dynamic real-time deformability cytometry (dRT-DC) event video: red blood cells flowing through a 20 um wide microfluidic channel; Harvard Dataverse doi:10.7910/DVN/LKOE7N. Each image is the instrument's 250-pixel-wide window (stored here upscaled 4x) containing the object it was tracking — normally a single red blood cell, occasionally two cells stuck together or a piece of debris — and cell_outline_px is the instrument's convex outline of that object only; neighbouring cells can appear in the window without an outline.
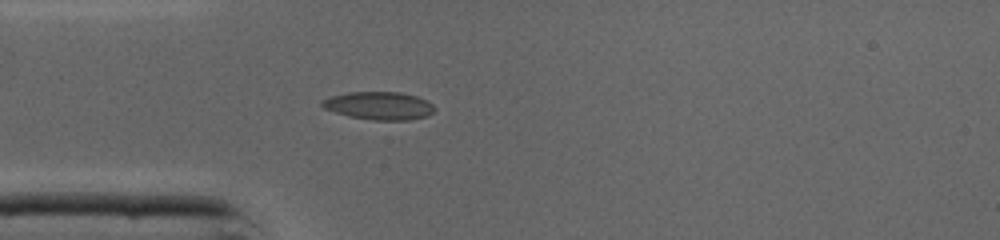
{"species": "common noctule bat (a hibernating species)", "species_latin": "Nyctalus noctula", "temperature_condition": "cold", "stored_images_in_passage": 36, "camera_frame_rate_fps": 3000, "um_per_image_px": 0.085, "animal": {"sex": "male", "body_mass_g": 19.0, "forearm_length_mm": 50.8}, "frame": {"image": 1, "passage_image": 3, "time_ms": 0.667, "image_size_px": [1000, 240], "cell_outline_px": [[436, 108], [428, 116], [408, 120], [372, 120], [348, 116], [324, 108], [320, 104], [320, 100], [332, 96], [348, 92], [400, 92], [416, 96], [428, 100]], "centroid_in_image_um": [32.23, 8.98], "position_along_channel_um": 52.8, "area_um2": 18.38}}
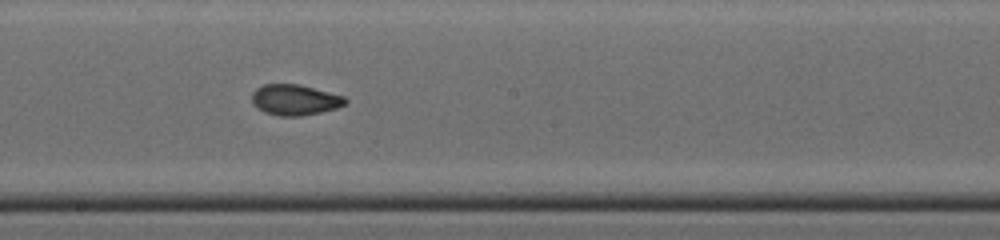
{"frame": {"image": 2, "passage_image": 15, "time_ms": 4.667, "image_size_px": [1000, 240], "cell_outline_px": [[348, 100], [344, 104], [336, 108], [320, 112], [300, 116], [280, 116], [264, 112], [252, 104], [252, 92], [256, 88], [264, 84], [296, 84], [344, 96]], "centroid_in_image_um": [25.02, 8.49], "position_along_channel_um": 223.2, "area_um2": 16.53}}
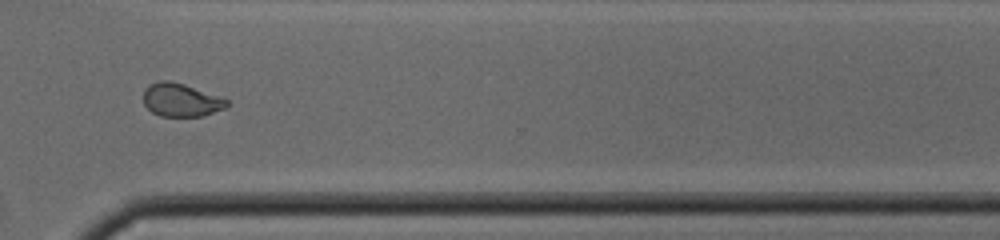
{"frame": {"image": 3, "passage_image": 24, "time_ms": 7.667, "image_size_px": [1000, 240], "cell_outline_px": [[228, 104], [224, 108], [204, 116], [160, 116], [152, 112], [144, 104], [144, 88], [148, 84], [160, 80], [168, 80], [184, 84], [228, 100]], "centroid_in_image_um": [15.34, 8.49], "position_along_channel_um": 355.3, "area_um2": 16.01}, "authors_computed_cell_mechanics": {"area_um2": 16.762, "velocity_mm_per_s": 4.3732, "shape_relaxation_time_tau1_ms": 4.2435, "shape_relaxation_time_tau2_ms": 1.2328, "deformation_change_tau1": 0.1672, "deformation_change_tau2": 0.0667}}